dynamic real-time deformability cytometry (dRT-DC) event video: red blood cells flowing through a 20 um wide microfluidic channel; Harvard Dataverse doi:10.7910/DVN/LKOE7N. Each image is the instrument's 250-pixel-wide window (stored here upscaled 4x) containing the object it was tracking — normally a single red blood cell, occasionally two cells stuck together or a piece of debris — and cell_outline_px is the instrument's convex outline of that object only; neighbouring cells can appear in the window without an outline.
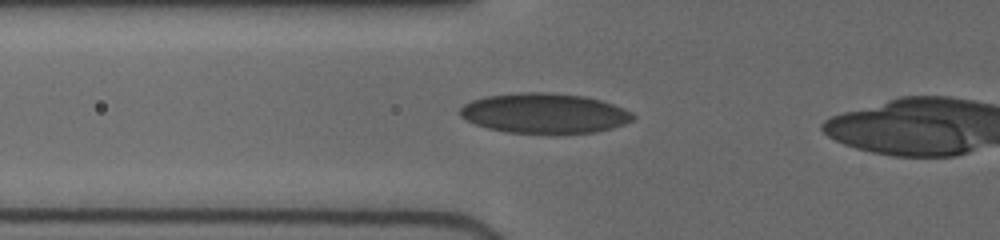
{"species": "human", "species_latin": "Homo sapiens", "temperature_condition": "cold", "stored_images_in_passage": 28, "camera_frame_rate_fps": 3000, "um_per_image_px": 0.085, "donor": {"sex": "female"}, "frame": {"image": 1, "passage_image": 7, "time_ms": 4.333, "image_size_px": [1000, 240], "cell_outline_px": [[636, 116], [632, 120], [624, 124], [612, 128], [596, 132], [556, 136], [552, 136], [504, 132], [488, 128], [464, 120], [456, 112], [464, 104], [472, 100], [484, 96], [516, 92], [552, 92], [584, 96], [600, 100], [612, 104], [632, 112]], "centroid_in_image_um": [46.24, 9.66], "position_along_channel_um": 79.6, "area_um2": 41.67}}
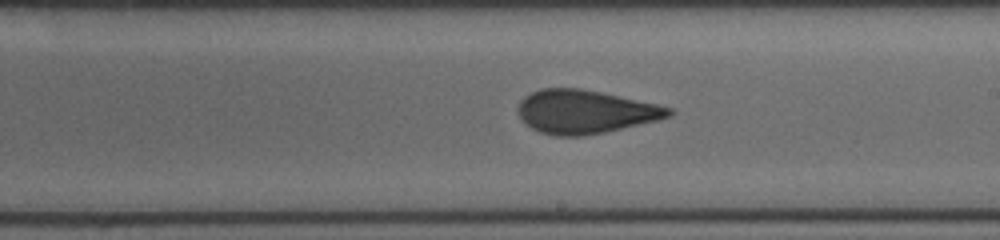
{"frame": {"image": 2, "passage_image": 14, "time_ms": 8.333, "image_size_px": [1000, 240], "cell_outline_px": [[676, 112], [672, 116], [660, 120], [604, 132], [580, 136], [556, 136], [540, 132], [532, 128], [520, 116], [516, 108], [520, 100], [524, 96], [540, 88], [580, 88], [600, 92], [656, 104], [672, 108]], "centroid_in_image_um": [49.75, 9.49], "position_along_channel_um": 239.3, "area_um2": 38.15}}
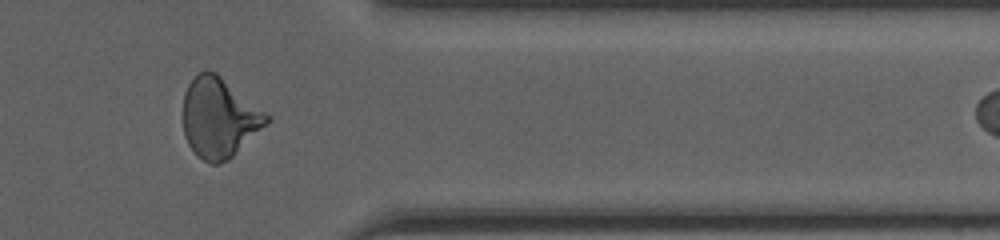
{"frame": {"image": 3, "passage_image": 27, "time_ms": 12.333, "image_size_px": [1000, 240], "cell_outline_px": [[272, 120], [268, 124], [228, 160], [216, 164], [212, 164], [196, 156], [188, 144], [184, 136], [184, 92], [188, 84], [204, 68], [216, 72], [272, 116]], "centroid_in_image_um": [18.66, 10.0], "position_along_channel_um": 392.7, "area_um2": 39.13}}